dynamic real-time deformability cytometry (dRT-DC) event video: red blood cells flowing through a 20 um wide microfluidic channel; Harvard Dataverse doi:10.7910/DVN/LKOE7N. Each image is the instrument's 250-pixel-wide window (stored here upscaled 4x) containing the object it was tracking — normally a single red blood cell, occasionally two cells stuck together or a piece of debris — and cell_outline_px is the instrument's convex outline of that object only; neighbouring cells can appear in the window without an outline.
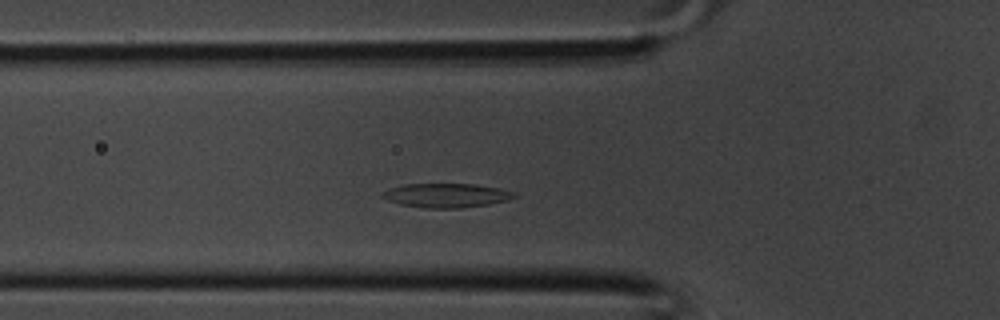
{"species": "common noctule bat (a hibernating species)", "species_latin": "Nyctalus noctula", "temperature_condition": "room temperature", "stored_images_in_passage": 32, "camera_frame_rate_fps": 3000, "um_per_image_px": 0.085, "animal": {"sex": "male", "body_mass_g": 20.1, "forearm_length_mm": 53.5}, "frame": {"image": 1, "passage_image": 6, "time_ms": 1.667, "image_size_px": [1000, 320], "cell_outline_px": [[516, 196], [508, 200], [488, 204], [464, 208], [428, 208], [400, 204], [388, 200], [380, 196], [380, 192], [404, 184], [476, 184], [500, 188], [516, 192]], "centroid_in_image_um": [37.96, 16.6], "position_along_channel_um": 87.8, "area_um2": 18.55}}
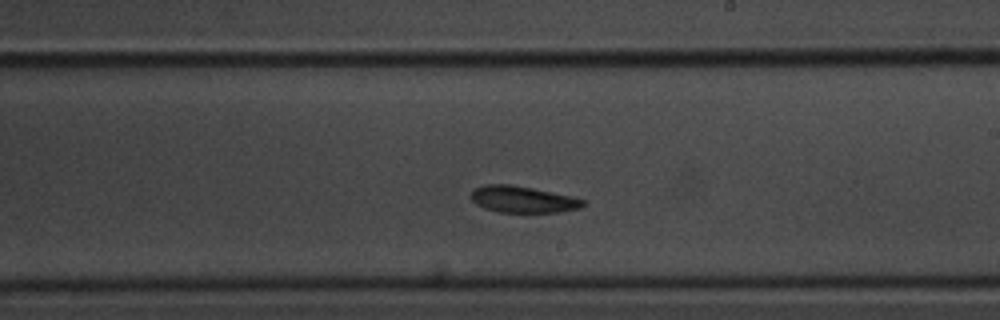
{"frame": {"image": 2, "passage_image": 15, "time_ms": 4.667, "image_size_px": [1000, 320], "cell_outline_px": [[584, 204], [580, 208], [560, 212], [500, 212], [484, 208], [476, 204], [472, 200], [472, 188], [484, 184], [508, 184], [532, 188], [572, 196], [584, 200]], "centroid_in_image_um": [44.41, 16.94], "position_along_channel_um": 244.6, "area_um2": 17.28}}
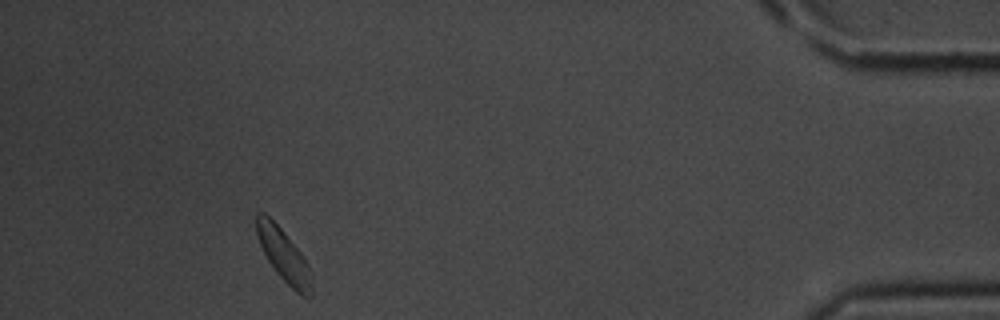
{"frame": {"image": 3, "passage_image": 28, "time_ms": 9.0, "image_size_px": [1000, 320], "cell_outline_px": [[312, 296], [300, 296], [276, 272], [268, 260], [256, 236], [256, 212], [264, 212], [284, 232], [300, 252], [308, 268], [312, 288]], "centroid_in_image_um": [24.08, 21.69], "position_along_channel_um": 411.1, "area_um2": 16.42}}